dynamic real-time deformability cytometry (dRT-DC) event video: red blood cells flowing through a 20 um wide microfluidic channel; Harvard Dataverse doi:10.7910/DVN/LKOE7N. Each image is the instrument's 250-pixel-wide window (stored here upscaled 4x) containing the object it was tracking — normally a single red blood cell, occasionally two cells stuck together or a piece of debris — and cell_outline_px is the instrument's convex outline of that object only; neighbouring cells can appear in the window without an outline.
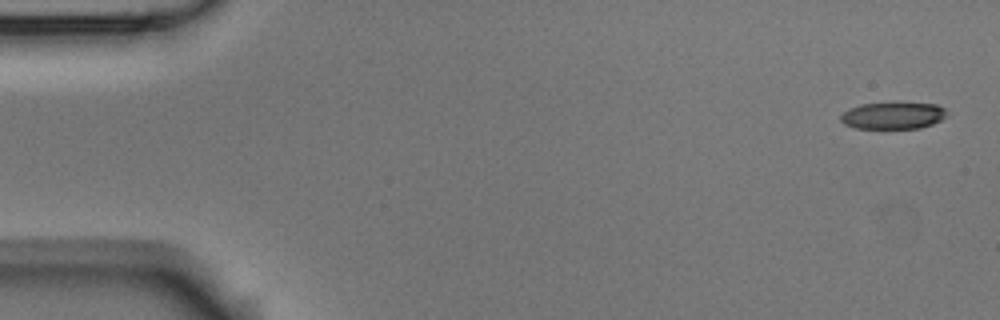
{"species": "Egyptian fruit bat (a non-hibernating species)", "species_latin": "Rousettus aegyptiacus", "temperature_condition": "room temperature", "stored_images_in_passage": 5, "camera_frame_rate_fps": 3000, "um_per_image_px": 0.085, "animal": {"sex": "male"}, "frame": {"image": 1, "passage_image": 1, "time_ms": 0.0, "image_size_px": [1000, 320], "cell_outline_px": [[948, 116], [932, 124], [920, 128], [856, 128], [844, 124], [840, 120], [840, 116], [844, 112], [860, 104], [896, 100], [900, 100], [936, 104], [944, 108], [948, 112]], "centroid_in_image_um": [75.96, 9.77], "position_along_channel_um": 9.0, "area_um2": 17.4}}
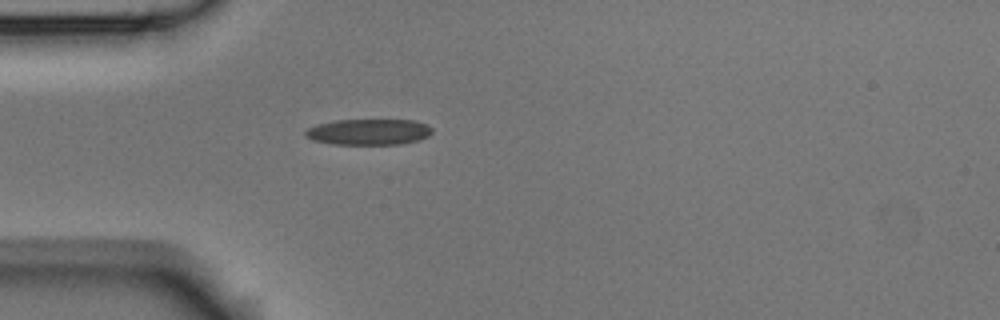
{"frame": {"image": 2, "passage_image": 5, "time_ms": 4.667, "image_size_px": [1000, 320], "cell_outline_px": [[432, 132], [428, 136], [420, 140], [400, 144], [332, 144], [312, 140], [304, 136], [304, 132], [308, 128], [320, 124], [336, 120], [416, 120], [432, 128]], "centroid_in_image_um": [31.34, 11.22], "position_along_channel_um": 53.7, "area_um2": 19.13}}